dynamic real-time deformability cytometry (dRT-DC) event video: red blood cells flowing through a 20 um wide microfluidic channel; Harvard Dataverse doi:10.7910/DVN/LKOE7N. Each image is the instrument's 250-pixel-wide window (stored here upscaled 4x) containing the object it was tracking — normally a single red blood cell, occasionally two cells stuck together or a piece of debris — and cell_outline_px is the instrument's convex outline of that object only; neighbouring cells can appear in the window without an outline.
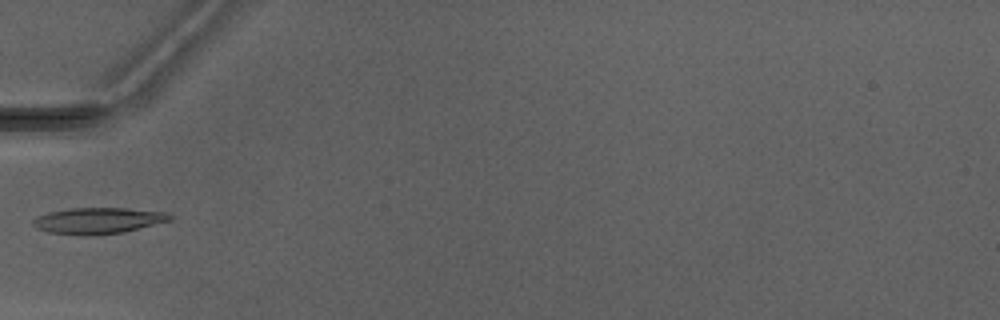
{"species": "Egyptian fruit bat (a non-hibernating species)", "species_latin": "Rousettus aegyptiacus", "temperature_condition": "warm", "stored_images_in_passage": 2, "camera_frame_rate_fps": 3000, "um_per_image_px": 0.085, "animal": {"sex": "male"}, "frame": {"image": 1, "passage_image": 2, "time_ms": 2.0, "image_size_px": [1000, 320], "cell_outline_px": [[172, 220], [124, 232], [80, 236], [48, 232], [36, 228], [32, 224], [32, 220], [36, 216], [48, 212], [72, 208], [124, 208], [168, 212], [172, 216]], "centroid_in_image_um": [8.32, 18.75], "position_along_channel_um": 76.7, "area_um2": 20.98}}